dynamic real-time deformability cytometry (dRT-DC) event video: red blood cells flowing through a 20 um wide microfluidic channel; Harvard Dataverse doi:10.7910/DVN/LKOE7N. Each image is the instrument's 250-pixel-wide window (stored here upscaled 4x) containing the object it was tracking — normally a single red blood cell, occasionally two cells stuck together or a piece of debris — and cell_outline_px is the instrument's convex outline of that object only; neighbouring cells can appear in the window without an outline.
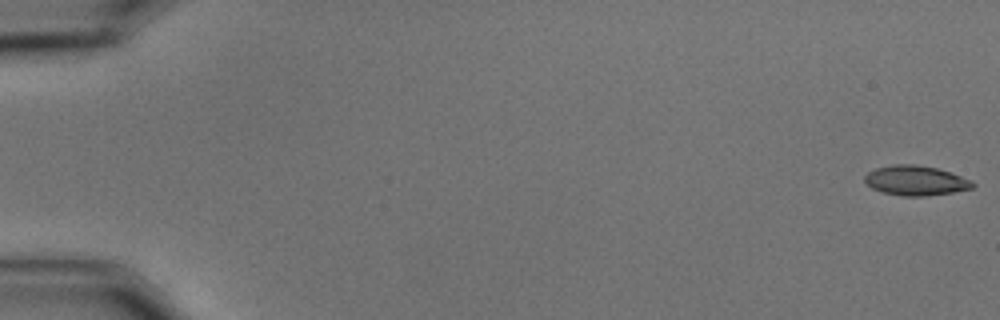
{"species": "common noctule bat (a hibernating species)", "species_latin": "Nyctalus noctula", "temperature_condition": "cold", "stored_images_in_passage": 53, "camera_frame_rate_fps": 3000, "um_per_image_px": 0.085, "animal": {"sex": "male", "body_mass_g": 15.6}, "frame": {"image": 1, "passage_image": 1, "time_ms": 0.0, "image_size_px": [1000, 320], "cell_outline_px": [[976, 184], [972, 188], [952, 192], [928, 196], [904, 196], [884, 192], [872, 188], [864, 180], [864, 176], [868, 172], [876, 168], [896, 164], [912, 164], [936, 168], [972, 180]], "centroid_in_image_um": [77.83, 15.35], "position_along_channel_um": 7.2, "area_um2": 18.5}}
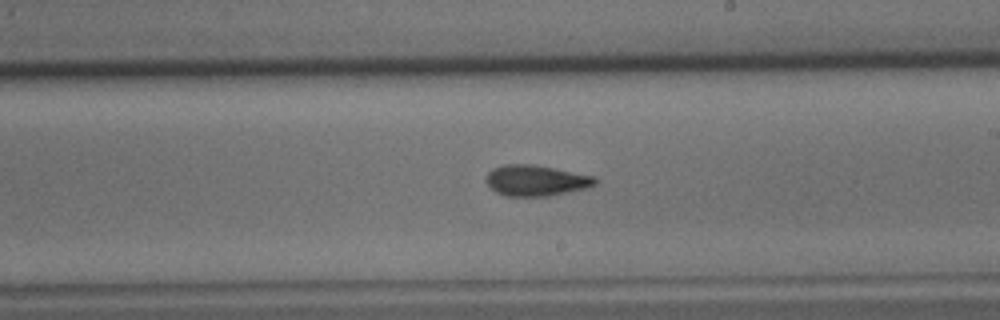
{"frame": {"image": 2, "passage_image": 35, "time_ms": 11.333, "image_size_px": [1000, 320], "cell_outline_px": [[600, 180], [596, 184], [588, 188], [548, 196], [504, 196], [496, 192], [484, 180], [488, 172], [492, 168], [504, 164], [532, 164], [596, 176]], "centroid_in_image_um": [45.58, 15.34], "position_along_channel_um": 243.4, "area_um2": 19.83}}
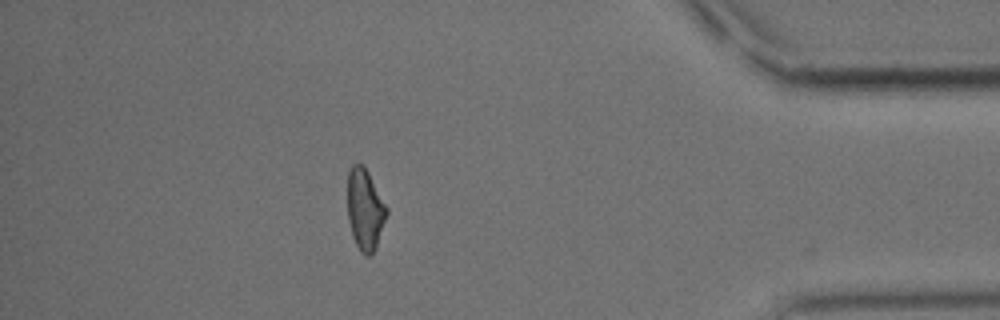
{"frame": {"image": 3, "passage_image": 52, "time_ms": 17.0, "image_size_px": [1000, 320], "cell_outline_px": [[388, 212], [376, 248], [368, 256], [364, 256], [360, 252], [352, 236], [348, 220], [348, 172], [352, 164], [364, 164], [388, 208]], "centroid_in_image_um": [31.03, 17.8], "position_along_channel_um": 404.2, "area_um2": 18.61}, "authors_computed_cell_mechanics": {"area_um2": 18.9584, "velocity_mm_per_s": 3.4868, "shape_relaxation_time_tau1_ms": 7.5491, "shape_relaxation_time_tau2_ms": 6.1975, "deformation_change_tau1": 0.1939, "deformation_change_tau2": 0.1411}}